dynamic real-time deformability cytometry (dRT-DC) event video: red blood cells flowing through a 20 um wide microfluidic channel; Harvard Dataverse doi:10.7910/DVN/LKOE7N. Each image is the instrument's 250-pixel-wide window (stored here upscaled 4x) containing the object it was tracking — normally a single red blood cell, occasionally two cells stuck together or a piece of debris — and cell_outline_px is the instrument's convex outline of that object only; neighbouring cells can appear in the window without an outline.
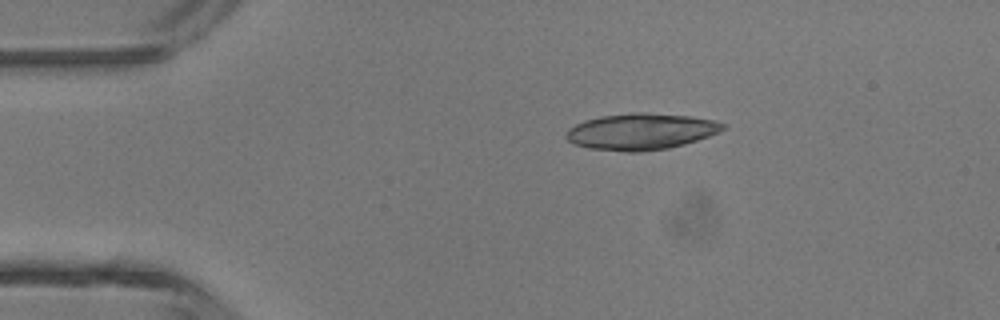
{"species": "common noctule bat (a hibernating species)", "species_latin": "Nyctalus noctula", "temperature_condition": "room temperature", "stored_images_in_passage": 38, "camera_frame_rate_fps": 3000, "um_per_image_px": 0.085, "animal": {"sex": "male", "body_mass_g": 13.3}, "frame": {"image": 1, "passage_image": 1, "time_ms": 0.0, "image_size_px": [1000, 320], "cell_outline_px": [[724, 128], [708, 136], [684, 144], [668, 148], [640, 152], [624, 152], [588, 148], [572, 144], [564, 136], [568, 128], [584, 120], [600, 116], [632, 112], [644, 112], [692, 116], [716, 120], [724, 124]], "centroid_in_image_um": [54.43, 11.18], "position_along_channel_um": 30.6, "area_um2": 33.41}}
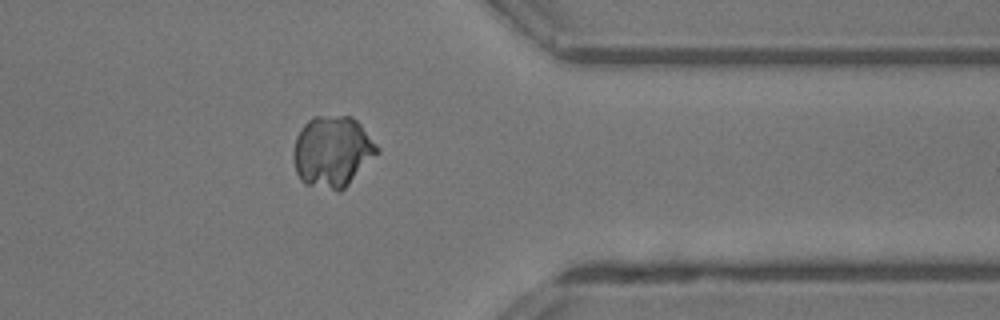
{"frame": {"image": 2, "passage_image": 29, "time_ms": 9.333, "image_size_px": [1000, 320], "cell_outline_px": [[380, 152], [340, 192], [336, 192], [304, 184], [300, 180], [296, 172], [292, 156], [296, 136], [304, 124], [312, 116], [352, 116], [360, 124], [380, 148]], "centroid_in_image_um": [28.24, 12.9], "position_along_channel_um": 383.2, "area_um2": 35.03}}
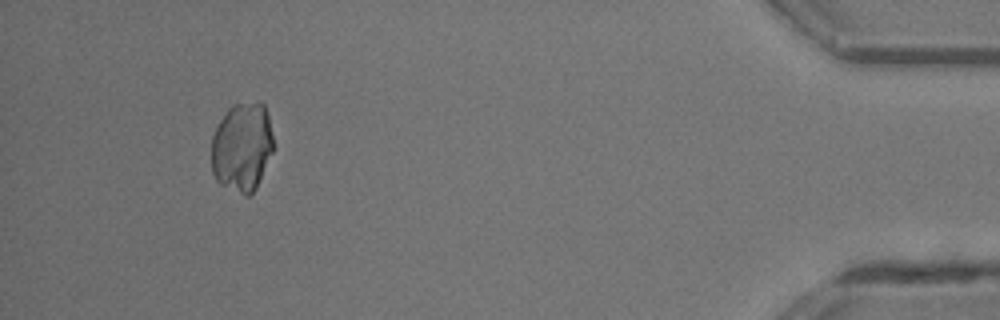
{"frame": {"image": 3, "passage_image": 35, "time_ms": 11.333, "image_size_px": [1000, 320], "cell_outline_px": [[272, 152], [256, 188], [248, 196], [244, 196], [220, 184], [216, 180], [212, 172], [212, 136], [220, 120], [228, 108], [232, 104], [264, 104], [268, 112], [272, 136]], "centroid_in_image_um": [20.56, 12.52], "position_along_channel_um": 414.6, "area_um2": 31.91}}